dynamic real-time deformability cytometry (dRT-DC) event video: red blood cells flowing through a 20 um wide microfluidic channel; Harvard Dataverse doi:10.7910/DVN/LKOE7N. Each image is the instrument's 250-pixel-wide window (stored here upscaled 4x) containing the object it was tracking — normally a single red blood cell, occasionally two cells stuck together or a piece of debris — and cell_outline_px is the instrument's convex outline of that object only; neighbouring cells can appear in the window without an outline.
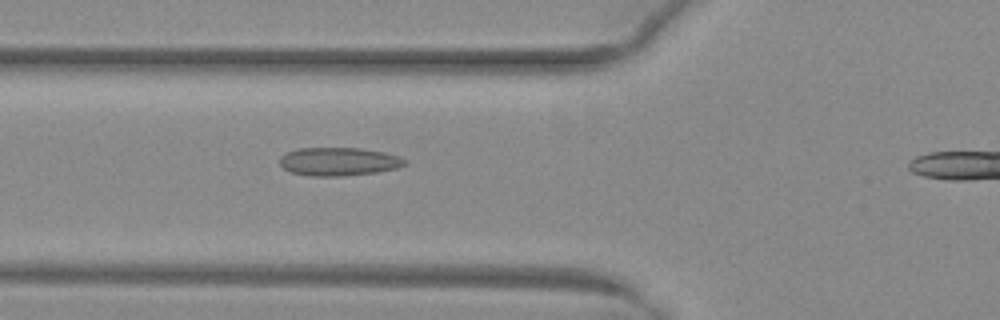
{"species": "common noctule bat (a hibernating species)", "species_latin": "Nyctalus noctula", "temperature_condition": "warm", "stored_images_in_passage": 29, "camera_frame_rate_fps": 3000, "um_per_image_px": 0.085, "animal": {"sex": "female", "body_mass_g": 29.2, "forearm_length_mm": 56.3}, "frame": {"image": 1, "passage_image": 3, "time_ms": 0.667, "image_size_px": [1000, 320], "cell_outline_px": [[408, 164], [396, 168], [376, 172], [340, 176], [312, 176], [292, 172], [284, 168], [280, 164], [280, 156], [296, 148], [360, 148], [384, 152], [400, 156], [408, 160]], "centroid_in_image_um": [28.83, 13.72], "position_along_channel_um": 97.0, "area_um2": 20.63}}
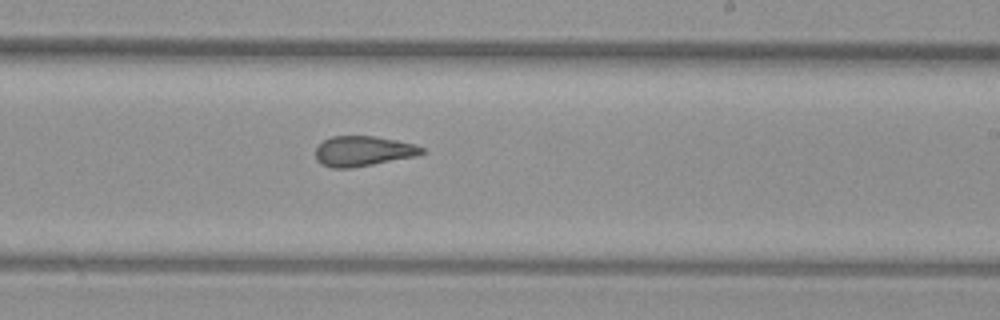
{"frame": {"image": 2, "passage_image": 15, "time_ms": 4.667, "image_size_px": [1000, 320], "cell_outline_px": [[428, 152], [416, 156], [352, 168], [332, 168], [320, 164], [316, 160], [316, 148], [324, 140], [332, 136], [376, 136], [416, 144], [424, 148]], "centroid_in_image_um": [30.89, 12.85], "position_along_channel_um": 258.1, "area_um2": 18.84}}
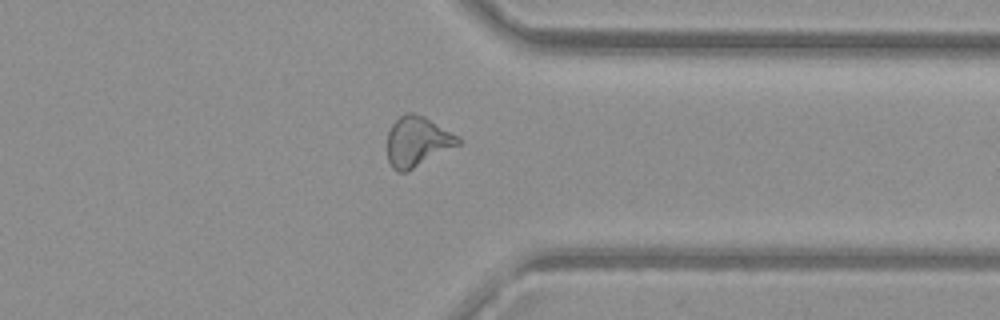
{"frame": {"image": 3, "passage_image": 24, "time_ms": 7.667, "image_size_px": [1000, 320], "cell_outline_px": [[464, 140], [460, 144], [408, 172], [396, 172], [392, 168], [388, 160], [388, 132], [392, 124], [400, 116], [408, 112], [412, 112], [424, 116], [460, 136]], "centroid_in_image_um": [35.5, 12.04], "position_along_channel_um": 375.9, "area_um2": 20.92}}